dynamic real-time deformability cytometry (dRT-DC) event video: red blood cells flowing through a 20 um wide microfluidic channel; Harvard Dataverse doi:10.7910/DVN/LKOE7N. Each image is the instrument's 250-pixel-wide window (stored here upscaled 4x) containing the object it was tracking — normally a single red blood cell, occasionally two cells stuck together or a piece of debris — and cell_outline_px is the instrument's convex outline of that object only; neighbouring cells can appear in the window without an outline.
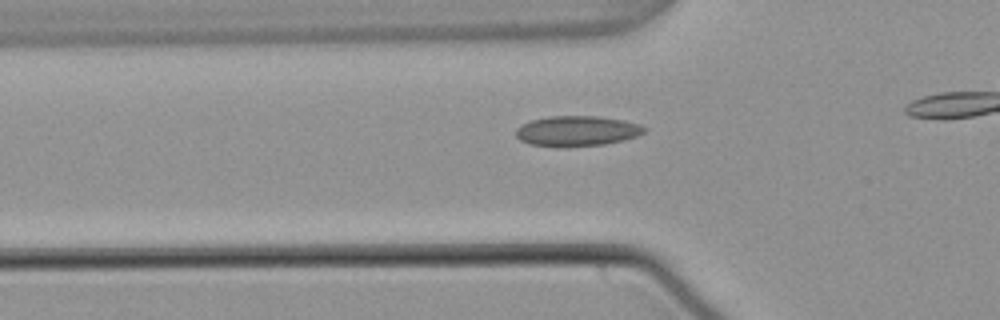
{"species": "common noctule bat (a hibernating species)", "species_latin": "Nyctalus noctula", "temperature_condition": "warm", "stored_images_in_passage": 33, "camera_frame_rate_fps": 3000, "um_per_image_px": 0.085, "animal": {"sex": "male", "body_mass_g": 21.5, "forearm_length_mm": 52.0}, "frame": {"image": 1, "passage_image": 8, "time_ms": 2.333, "image_size_px": [1000, 320], "cell_outline_px": [[648, 128], [644, 132], [636, 136], [624, 140], [604, 144], [564, 148], [556, 148], [528, 144], [520, 140], [516, 136], [516, 128], [520, 124], [532, 120], [548, 116], [600, 116], [624, 120], [640, 124]], "centroid_in_image_um": [49.02, 11.15], "position_along_channel_um": 76.8, "area_um2": 23.18}}
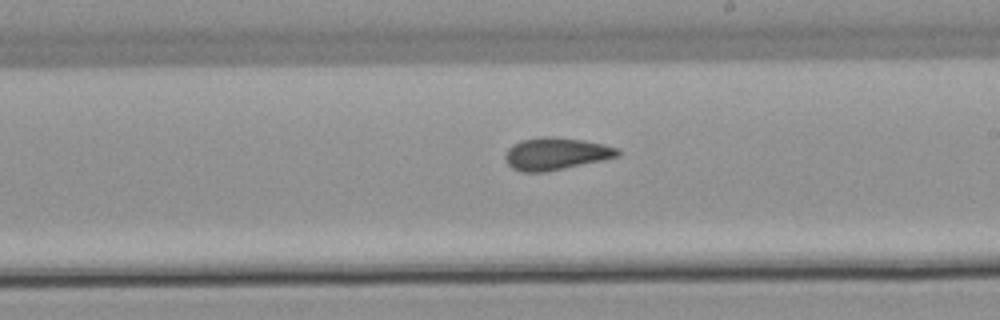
{"frame": {"image": 2, "passage_image": 21, "time_ms": 6.667, "image_size_px": [1000, 320], "cell_outline_px": [[620, 156], [604, 160], [544, 172], [520, 172], [512, 168], [508, 164], [504, 156], [508, 148], [512, 144], [520, 140], [544, 136], [552, 136], [584, 140], [620, 148]], "centroid_in_image_um": [47.25, 13.06], "position_along_channel_um": 241.8, "area_um2": 21.33}}
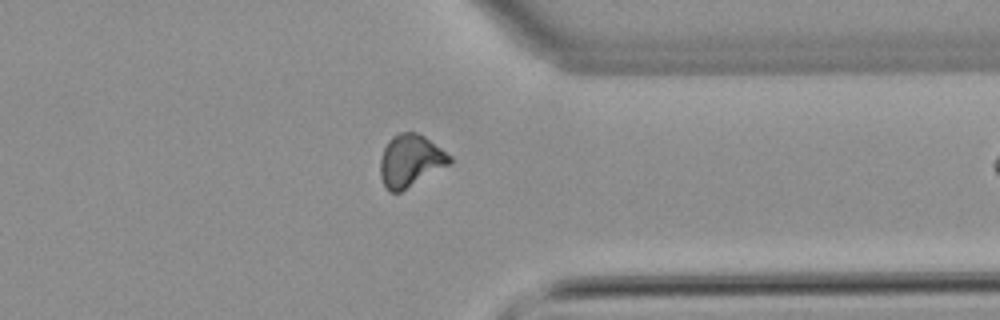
{"frame": {"image": 3, "passage_image": 32, "time_ms": 10.333, "image_size_px": [1000, 320], "cell_outline_px": [[452, 164], [400, 192], [388, 192], [384, 188], [380, 176], [380, 160], [384, 148], [388, 140], [392, 136], [400, 132], [416, 132], [424, 136], [452, 156]], "centroid_in_image_um": [34.88, 13.67], "position_along_channel_um": 376.5, "area_um2": 21.39}}